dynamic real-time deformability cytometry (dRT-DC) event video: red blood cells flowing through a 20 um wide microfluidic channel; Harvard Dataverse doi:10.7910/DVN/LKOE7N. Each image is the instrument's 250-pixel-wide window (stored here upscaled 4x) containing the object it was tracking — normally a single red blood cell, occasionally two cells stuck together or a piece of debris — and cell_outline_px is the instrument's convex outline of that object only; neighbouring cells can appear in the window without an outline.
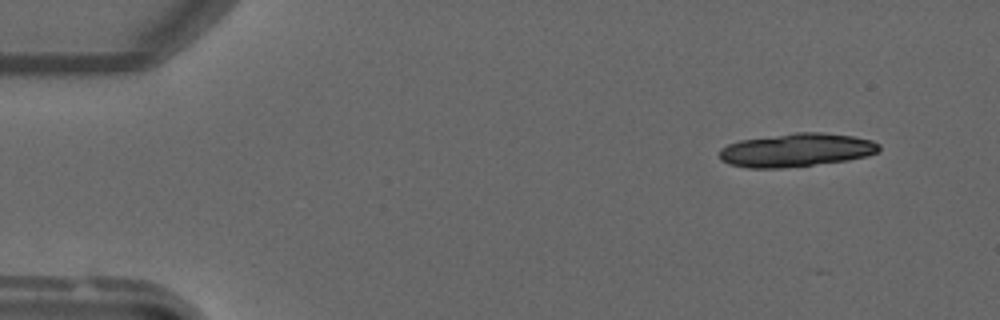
{"species": "common noctule bat (a hibernating species)", "species_latin": "Nyctalus noctula", "temperature_condition": "warm", "stored_images_in_passage": 12, "camera_frame_rate_fps": 3000, "um_per_image_px": 0.085, "animal": {"sex": "male", "forearm_length_mm": 52.5}, "frame": {"image": 1, "passage_image": 4, "time_ms": 1.0, "image_size_px": [1000, 320], "cell_outline_px": [[880, 148], [876, 152], [864, 156], [848, 160], [780, 168], [748, 168], [728, 164], [720, 160], [720, 148], [728, 144], [740, 140], [796, 132], [820, 132], [852, 136], [872, 140], [880, 144]], "centroid_in_image_um": [67.65, 12.75], "position_along_channel_um": 17.4, "area_um2": 30.92}}